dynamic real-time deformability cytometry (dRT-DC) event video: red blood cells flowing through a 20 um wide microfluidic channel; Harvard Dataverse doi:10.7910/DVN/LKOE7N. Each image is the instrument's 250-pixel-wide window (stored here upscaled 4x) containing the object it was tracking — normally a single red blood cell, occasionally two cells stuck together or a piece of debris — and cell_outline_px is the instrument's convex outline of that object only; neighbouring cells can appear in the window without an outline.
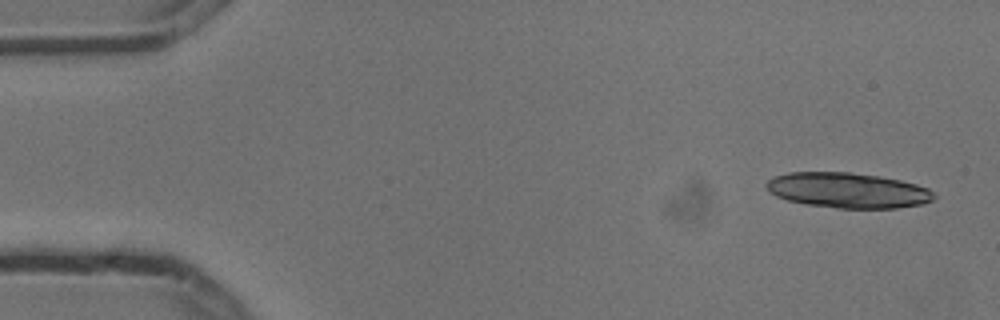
{"species": "common noctule bat (a hibernating species)", "species_latin": "Nyctalus noctula", "temperature_condition": "cold", "stored_images_in_passage": 5, "camera_frame_rate_fps": 3000, "um_per_image_px": 0.085, "animal": {"sex": "male", "body_mass_g": 13.3}, "frame": {"image": 1, "passage_image": 1, "time_ms": 0.0, "image_size_px": [1000, 320], "cell_outline_px": [[936, 196], [932, 200], [924, 204], [896, 208], [836, 208], [808, 204], [788, 200], [776, 196], [768, 192], [764, 184], [772, 176], [788, 172], [848, 172], [880, 176], [900, 180], [916, 184], [928, 188]], "centroid_in_image_um": [72.04, 16.17], "position_along_channel_um": 13.0, "area_um2": 34.62}}